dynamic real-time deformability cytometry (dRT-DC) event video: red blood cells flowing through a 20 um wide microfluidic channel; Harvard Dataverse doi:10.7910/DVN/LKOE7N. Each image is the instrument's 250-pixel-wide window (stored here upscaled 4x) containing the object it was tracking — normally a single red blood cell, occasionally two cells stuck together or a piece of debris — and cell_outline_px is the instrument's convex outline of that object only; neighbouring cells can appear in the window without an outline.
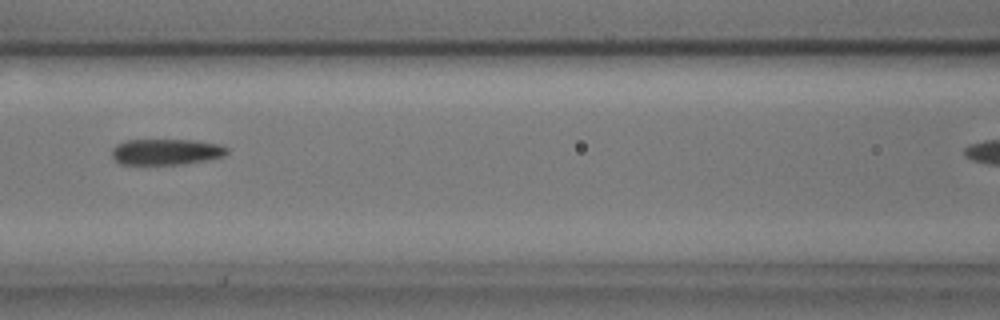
{"species": "common noctule bat (a hibernating species)", "species_latin": "Nyctalus noctula", "temperature_condition": "cold", "stored_images_in_passage": 44, "camera_frame_rate_fps": 3000, "um_per_image_px": 0.085, "animal": {"sex": "male", "body_mass_g": 17.9, "forearm_length_mm": 54.2}, "frame": {"image": 1, "passage_image": 23, "time_ms": 7.333, "image_size_px": [1000, 320], "cell_outline_px": [[228, 152], [224, 156], [184, 164], [120, 164], [112, 156], [112, 148], [116, 144], [124, 140], [196, 140], [220, 144], [228, 148]], "centroid_in_image_um": [14.12, 12.89], "position_along_channel_um": 152.5, "area_um2": 17.46}}
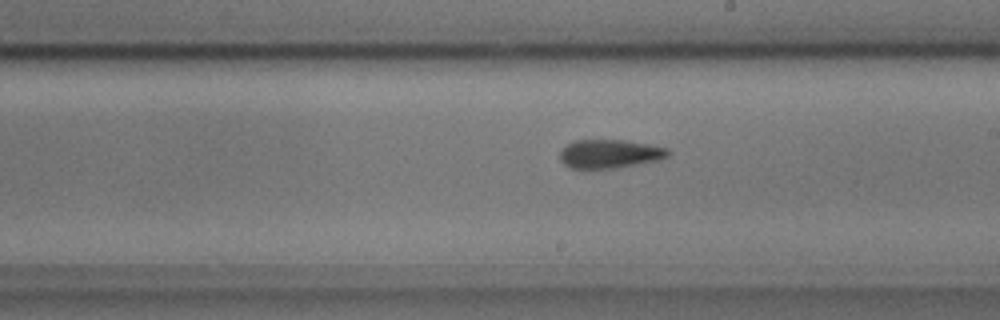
{"frame": {"image": 2, "passage_image": 30, "time_ms": 9.667, "image_size_px": [1000, 320], "cell_outline_px": [[672, 152], [668, 156], [660, 160], [616, 168], [572, 168], [564, 164], [560, 160], [560, 148], [576, 140], [624, 140], [648, 144], [668, 148]], "centroid_in_image_um": [51.85, 13.07], "position_along_channel_um": 237.2, "area_um2": 18.15}}
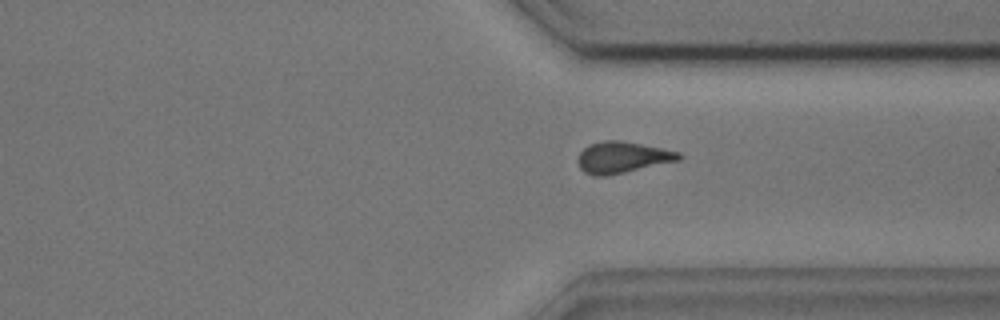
{"frame": {"image": 3, "passage_image": 40, "time_ms": 13.0, "image_size_px": [1000, 320], "cell_outline_px": [[684, 156], [680, 160], [608, 176], [592, 176], [584, 172], [580, 168], [576, 160], [580, 152], [588, 144], [604, 140], [620, 140], [664, 148], [680, 152]], "centroid_in_image_um": [52.9, 13.37], "position_along_channel_um": 358.5, "area_um2": 18.79}}